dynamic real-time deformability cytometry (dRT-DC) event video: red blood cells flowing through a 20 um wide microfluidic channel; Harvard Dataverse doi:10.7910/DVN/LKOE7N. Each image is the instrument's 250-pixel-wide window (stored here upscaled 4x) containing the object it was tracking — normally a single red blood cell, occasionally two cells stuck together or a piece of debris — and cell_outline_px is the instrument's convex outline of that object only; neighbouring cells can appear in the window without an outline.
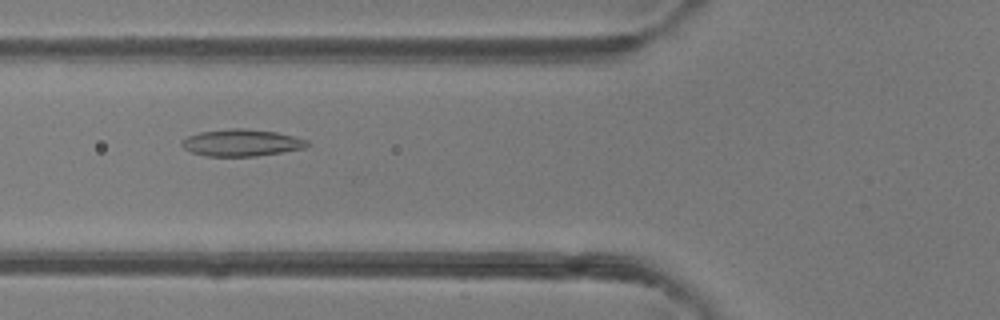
{"species": "common noctule bat (a hibernating species)", "species_latin": "Nyctalus noctula", "temperature_condition": "room temperature", "stored_images_in_passage": 6, "camera_frame_rate_fps": 3000, "um_per_image_px": 0.085, "animal": {"sex": "female"}, "frame": {"image": 1, "passage_image": 5, "time_ms": 1.333, "image_size_px": [1000, 320], "cell_outline_px": [[312, 144], [304, 148], [256, 156], [208, 156], [192, 152], [184, 148], [180, 144], [180, 140], [188, 136], [200, 132], [228, 128], [244, 128], [276, 132], [308, 140]], "centroid_in_image_um": [20.52, 12.12], "position_along_channel_um": 105.3, "area_um2": 19.65}}
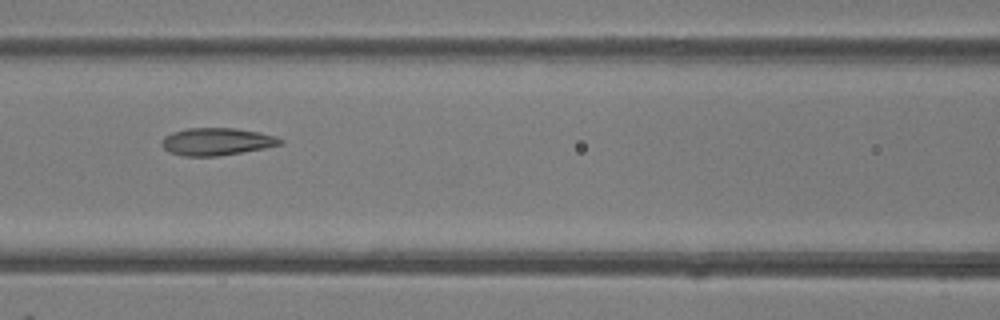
{"frame": {"image": 2, "passage_image": 6, "time_ms": 1.667, "image_size_px": [1000, 320], "cell_outline_px": [[284, 144], [264, 148], [216, 156], [184, 156], [168, 152], [160, 144], [160, 140], [164, 136], [172, 132], [188, 128], [236, 128], [260, 132], [276, 136], [284, 140]], "centroid_in_image_um": [18.41, 12.03], "position_along_channel_um": 148.2, "area_um2": 19.07}}